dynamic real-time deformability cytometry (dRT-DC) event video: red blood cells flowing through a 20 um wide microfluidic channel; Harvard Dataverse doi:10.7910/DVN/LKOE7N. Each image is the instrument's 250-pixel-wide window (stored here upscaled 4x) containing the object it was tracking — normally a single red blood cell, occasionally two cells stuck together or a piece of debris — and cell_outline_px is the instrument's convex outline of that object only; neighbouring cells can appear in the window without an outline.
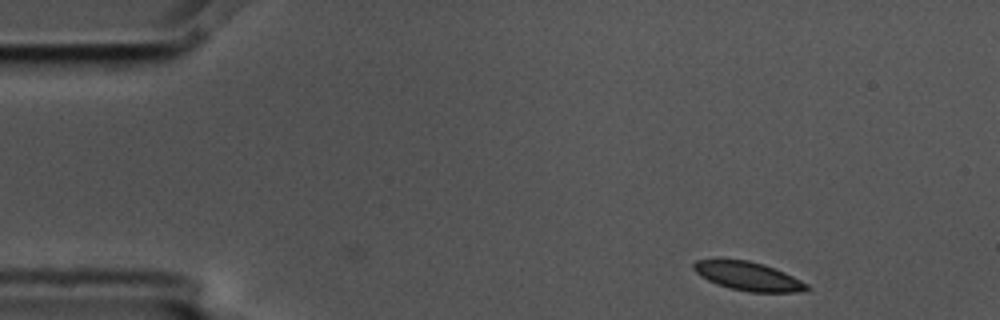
{"species": "common noctule bat (a hibernating species)", "species_latin": "Nyctalus noctula", "temperature_condition": "cold", "stored_images_in_passage": 7, "camera_frame_rate_fps": 3000, "um_per_image_px": 0.085, "animal": {"sex": "male", "body_mass_g": 17.5, "forearm_length_mm": 52.3}, "frame": {"image": 1, "passage_image": 1, "time_ms": 0.0, "image_size_px": [1000, 320], "cell_outline_px": [[812, 288], [796, 292], [748, 292], [728, 288], [716, 284], [700, 276], [692, 268], [692, 264], [696, 260], [748, 260], [764, 264], [784, 272], [808, 284]], "centroid_in_image_um": [63.58, 23.49], "position_along_channel_um": 21.4, "area_um2": 18.84}}
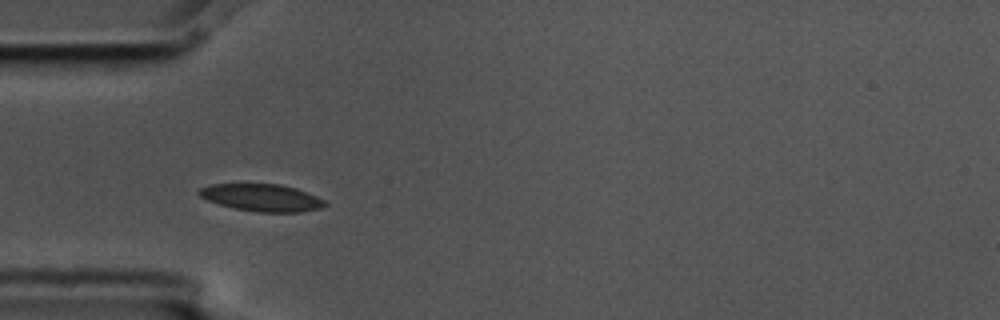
{"frame": {"image": 2, "passage_image": 4, "time_ms": 1.0, "image_size_px": [1000, 320], "cell_outline_px": [[328, 204], [320, 208], [300, 212], [260, 212], [236, 208], [220, 204], [208, 200], [200, 196], [196, 192], [200, 188], [212, 184], [280, 184], [296, 188], [316, 196], [324, 200]], "centroid_in_image_um": [22.26, 16.79], "position_along_channel_um": 62.7, "area_um2": 19.77}}